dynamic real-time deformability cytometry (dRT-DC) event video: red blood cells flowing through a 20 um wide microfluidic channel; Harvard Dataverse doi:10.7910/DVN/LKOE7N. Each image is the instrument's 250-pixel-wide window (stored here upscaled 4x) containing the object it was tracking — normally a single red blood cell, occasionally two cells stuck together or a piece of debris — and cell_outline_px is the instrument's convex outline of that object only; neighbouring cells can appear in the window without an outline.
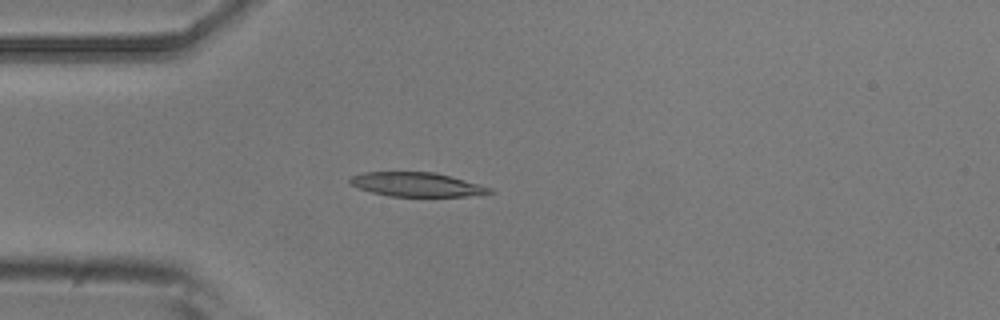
{"species": "common noctule bat (a hibernating species)", "species_latin": "Nyctalus noctula", "temperature_condition": "room temperature", "stored_images_in_passage": 50, "camera_frame_rate_fps": 3000, "um_per_image_px": 0.085, "animal": {"sex": "male", "body_mass_g": 20.5, "forearm_length_mm": 52.5}, "frame": {"image": 1, "passage_image": 13, "time_ms": 4.0, "image_size_px": [1000, 320], "cell_outline_px": [[496, 192], [468, 196], [388, 196], [372, 192], [360, 188], [352, 184], [348, 180], [352, 176], [364, 172], [436, 172], [452, 176], [480, 184], [492, 188]], "centroid_in_image_um": [35.47, 15.68], "position_along_channel_um": 49.5, "area_um2": 19.59}}
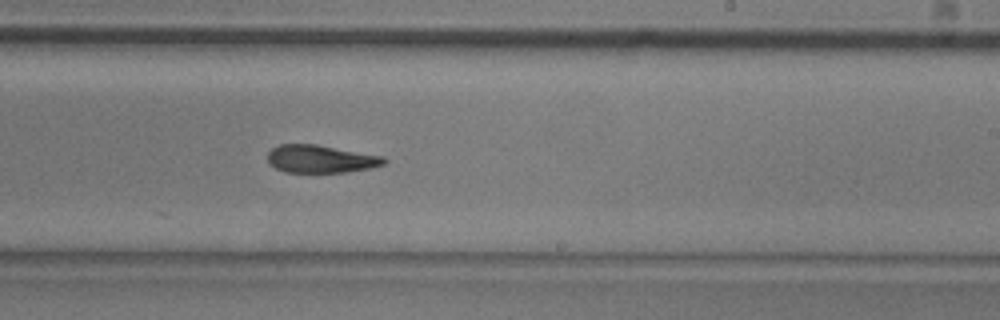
{"frame": {"image": 2, "passage_image": 30, "time_ms": 9.667, "image_size_px": [1000, 320], "cell_outline_px": [[388, 160], [384, 164], [372, 168], [344, 172], [284, 172], [268, 164], [268, 152], [272, 148], [280, 144], [316, 144], [384, 156]], "centroid_in_image_um": [27.26, 13.51], "position_along_channel_um": 261.7, "area_um2": 18.96}}
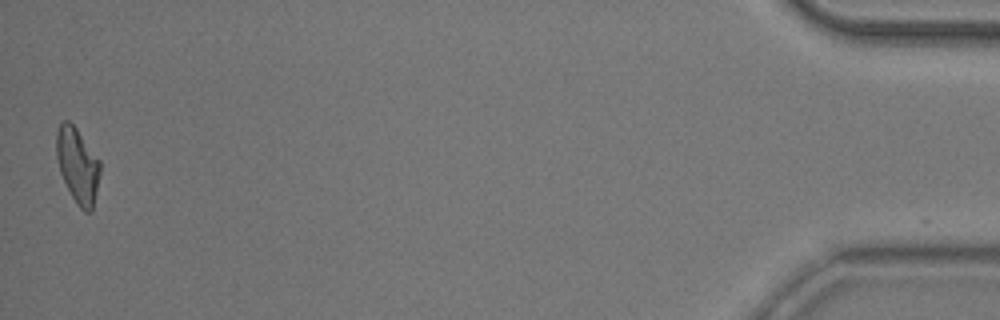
{"frame": {"image": 3, "passage_image": 50, "time_ms": 16.333, "image_size_px": [1000, 320], "cell_outline_px": [[100, 172], [92, 212], [84, 212], [76, 204], [60, 172], [56, 156], [56, 132], [60, 124], [64, 120], [68, 120], [76, 128], [100, 160]], "centroid_in_image_um": [6.59, 14.06], "position_along_channel_um": 428.6, "area_um2": 19.02}, "authors_computed_cell_mechanics": {"area_um2": 19.7387, "velocity_mm_per_s": 3.9174, "shape_relaxation_time_tau1_ms": 4.2136, "shape_relaxation_time_tau2_ms": 4.8504, "deformation_change_tau1": 0.1506, "deformation_change_tau2": 0.1172}}